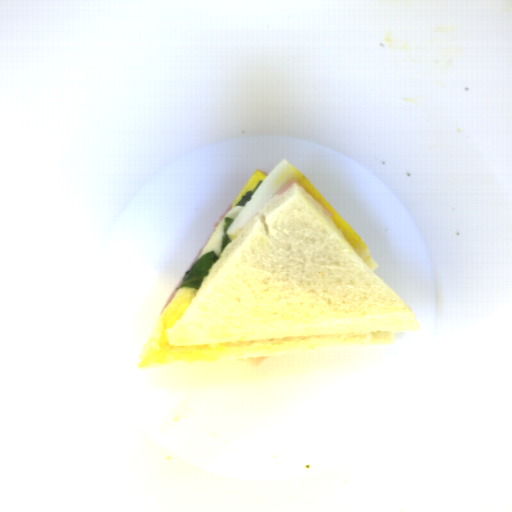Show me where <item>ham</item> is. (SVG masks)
<instances>
[{"mask_svg":"<svg viewBox=\"0 0 512 512\" xmlns=\"http://www.w3.org/2000/svg\"><path fill=\"white\" fill-rule=\"evenodd\" d=\"M232 208H233V207H232V204H231V205H230V206L225 210V212H224L222 215H220V217H219L218 221L214 224V229H213L212 233L210 234V236L208 237V239L206 240V242L204 243V245L201 247V249H200V250L198 251V253L196 254V256H195L194 260L192 261V263H191V265H190V267H189V269H188V271H191V269H192V267L194 266L195 262H196L197 260H199L200 256L202 255V253H203V252L205 251V249L207 248V246H208V244H209V242H210L211 238L213 237V235H214V233H215L216 229H217V228H218V226L220 225L221 221L223 220V218H224L227 214H229V213L231 212Z\"/></svg>","mask_w":512,"mask_h":512,"instance_id":"ham-1","label":"ham"},{"mask_svg":"<svg viewBox=\"0 0 512 512\" xmlns=\"http://www.w3.org/2000/svg\"><path fill=\"white\" fill-rule=\"evenodd\" d=\"M294 184H298L299 186L301 185L296 179H291L288 183H286L276 194L277 195H281L282 193H284L285 191H287L291 186H293Z\"/></svg>","mask_w":512,"mask_h":512,"instance_id":"ham-3","label":"ham"},{"mask_svg":"<svg viewBox=\"0 0 512 512\" xmlns=\"http://www.w3.org/2000/svg\"><path fill=\"white\" fill-rule=\"evenodd\" d=\"M182 281H183V277H182L181 281L179 282V284L177 285V287L175 288V290L172 292V294L168 298V300L166 301V303L164 304V306H163V308H162V310H161V312L159 314L160 316L162 315V313L164 312L166 307L172 302V300H173L174 296L176 295V293L179 291V289H180L179 286L182 283Z\"/></svg>","mask_w":512,"mask_h":512,"instance_id":"ham-2","label":"ham"},{"mask_svg":"<svg viewBox=\"0 0 512 512\" xmlns=\"http://www.w3.org/2000/svg\"><path fill=\"white\" fill-rule=\"evenodd\" d=\"M318 203H319V205L322 207V209L326 212V214H327L328 216H331V217H332V216H334V215H333V213H331V212H329V211H327V210H326V208H325V206L323 205V203H322V200H321V199L319 200V202H318Z\"/></svg>","mask_w":512,"mask_h":512,"instance_id":"ham-4","label":"ham"}]
</instances>
